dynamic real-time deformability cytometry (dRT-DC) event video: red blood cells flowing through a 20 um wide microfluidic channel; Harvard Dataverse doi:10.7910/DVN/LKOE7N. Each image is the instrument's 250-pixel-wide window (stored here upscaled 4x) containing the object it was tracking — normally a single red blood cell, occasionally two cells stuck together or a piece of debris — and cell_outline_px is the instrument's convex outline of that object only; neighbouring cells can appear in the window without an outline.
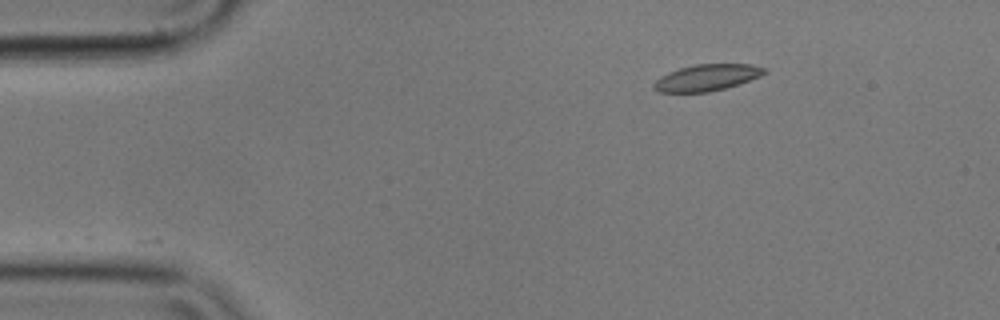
{"species": "common noctule bat (a hibernating species)", "species_latin": "Nyctalus noctula", "temperature_condition": "cold", "stored_images_in_passage": 4, "camera_frame_rate_fps": 3000, "um_per_image_px": 0.085, "animal": {"sex": "male", "body_mass_g": 17.9}, "frame": {"image": 1, "passage_image": 2, "time_ms": 0.333, "image_size_px": [1000, 320], "cell_outline_px": [[768, 72], [760, 76], [724, 88], [708, 92], [656, 92], [652, 88], [652, 84], [660, 76], [668, 72], [680, 68], [696, 64], [752, 64], [768, 68]], "centroid_in_image_um": [60.06, 6.59], "position_along_channel_um": 24.9, "area_um2": 17.05}}
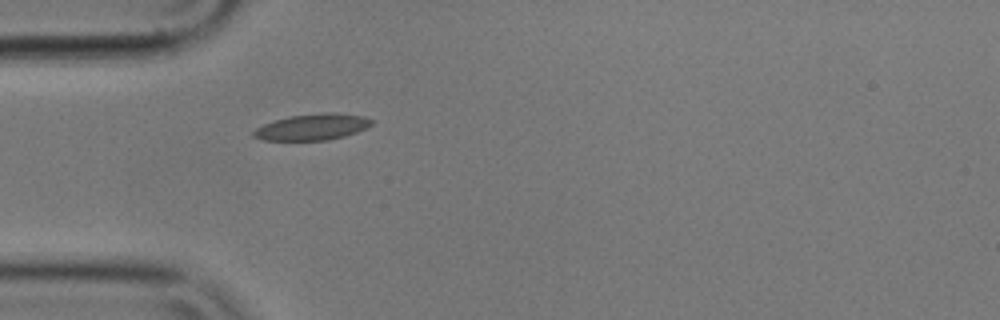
{"frame": {"image": 2, "passage_image": 4, "time_ms": 1.0, "image_size_px": [1000, 320], "cell_outline_px": [[372, 124], [356, 132], [344, 136], [328, 140], [260, 140], [252, 136], [252, 132], [256, 128], [264, 124], [288, 116], [324, 112], [332, 112], [364, 116], [372, 120]], "centroid_in_image_um": [26.52, 10.79], "position_along_channel_um": 58.5, "area_um2": 17.98}}